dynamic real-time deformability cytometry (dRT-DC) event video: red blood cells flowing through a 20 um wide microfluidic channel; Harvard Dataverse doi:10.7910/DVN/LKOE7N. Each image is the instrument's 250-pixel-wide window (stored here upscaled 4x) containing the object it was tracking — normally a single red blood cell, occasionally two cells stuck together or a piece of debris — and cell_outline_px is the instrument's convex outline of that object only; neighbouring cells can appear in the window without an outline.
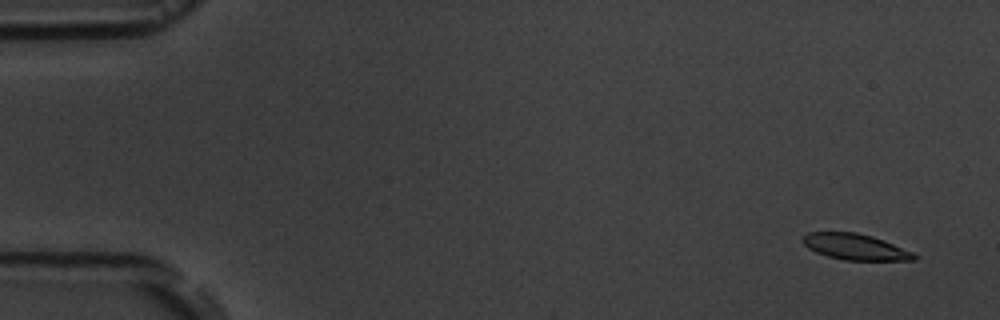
{"species": "common noctule bat (a hibernating species)", "species_latin": "Nyctalus noctula", "temperature_condition": "room temperature", "stored_images_in_passage": 5, "camera_frame_rate_fps": 3000, "um_per_image_px": 0.085, "animal": {"sex": "male", "body_mass_g": 19.5, "forearm_length_mm": 54.6}, "frame": {"image": 1, "passage_image": 1, "time_ms": 0.0, "image_size_px": [1000, 320], "cell_outline_px": [[916, 260], [844, 260], [828, 256], [816, 252], [808, 248], [800, 240], [808, 232], [856, 232], [872, 236], [884, 240], [912, 252], [916, 256]], "centroid_in_image_um": [72.66, 20.97], "position_along_channel_um": 12.3, "area_um2": 16.76}}